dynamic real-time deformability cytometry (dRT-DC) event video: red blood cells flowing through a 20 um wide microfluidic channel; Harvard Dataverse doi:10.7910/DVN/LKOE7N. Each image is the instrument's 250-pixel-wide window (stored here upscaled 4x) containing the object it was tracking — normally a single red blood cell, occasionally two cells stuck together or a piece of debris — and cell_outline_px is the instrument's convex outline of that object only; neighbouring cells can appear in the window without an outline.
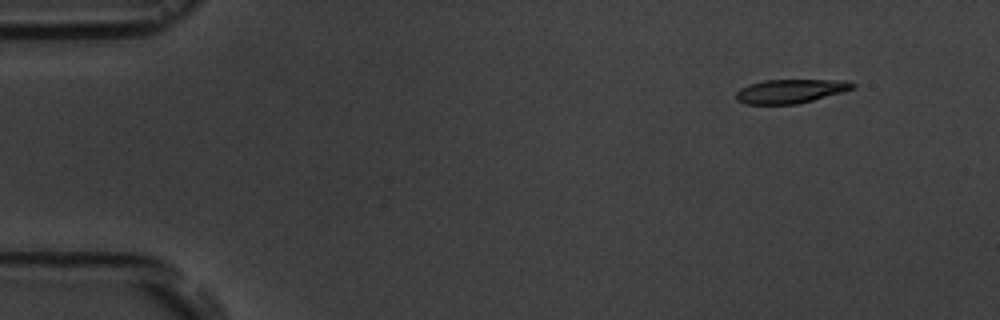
{"species": "common noctule bat (a hibernating species)", "species_latin": "Nyctalus noctula", "temperature_condition": "room temperature", "stored_images_in_passage": 5, "camera_frame_rate_fps": 3000, "um_per_image_px": 0.085, "animal": {"sex": "male", "body_mass_g": 19.5, "forearm_length_mm": 54.6}, "frame": {"image": 1, "passage_image": 2, "time_ms": 1.333, "image_size_px": [1000, 320], "cell_outline_px": [[856, 88], [812, 100], [796, 104], [744, 104], [736, 100], [736, 92], [740, 88], [748, 84], [764, 80], [848, 80], [856, 84]], "centroid_in_image_um": [67.18, 7.74], "position_along_channel_um": 17.8, "area_um2": 16.3}}
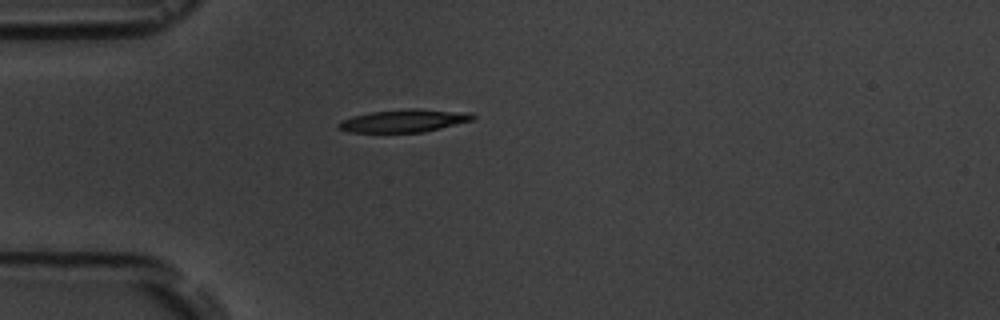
{"frame": {"image": 2, "passage_image": 5, "time_ms": 4.667, "image_size_px": [1000, 320], "cell_outline_px": [[476, 116], [472, 120], [424, 132], [348, 132], [340, 128], [336, 124], [352, 116], [372, 112], [412, 108], [472, 112]], "centroid_in_image_um": [34.39, 10.25], "position_along_channel_um": 50.6, "area_um2": 17.63}}